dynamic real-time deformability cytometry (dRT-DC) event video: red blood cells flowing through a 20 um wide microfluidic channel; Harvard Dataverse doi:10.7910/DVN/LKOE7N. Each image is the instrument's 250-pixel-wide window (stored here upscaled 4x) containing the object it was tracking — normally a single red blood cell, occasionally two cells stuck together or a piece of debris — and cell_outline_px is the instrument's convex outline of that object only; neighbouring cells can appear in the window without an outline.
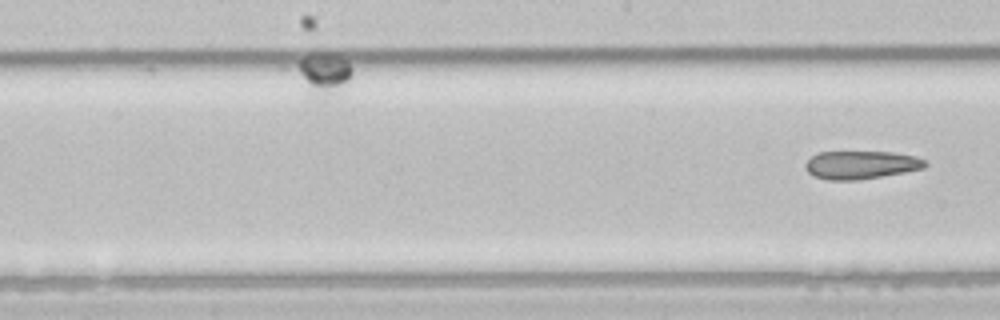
{"species": "common noctule bat (a hibernating species)", "species_latin": "Nyctalus noctula", "temperature_condition": "room temperature", "stored_images_in_passage": 10, "segment_of_instrument_passage": [2, 2], "camera_frame_rate_fps": 3000, "um_per_image_px": 0.085, "animal": {"sex": "male", "body_mass_g": 21.5, "forearm_length_mm": 52.0}, "frame": {"image": 1, "passage_image": 10, "time_ms": 3.0, "image_size_px": [1000, 320], "cell_outline_px": [[928, 164], [924, 168], [904, 172], [856, 180], [828, 180], [816, 176], [808, 172], [804, 168], [804, 164], [816, 152], [892, 152], [916, 156], [928, 160]], "centroid_in_image_um": [73.2, 14.0], "position_along_channel_um": 175.0, "area_um2": 19.65}}